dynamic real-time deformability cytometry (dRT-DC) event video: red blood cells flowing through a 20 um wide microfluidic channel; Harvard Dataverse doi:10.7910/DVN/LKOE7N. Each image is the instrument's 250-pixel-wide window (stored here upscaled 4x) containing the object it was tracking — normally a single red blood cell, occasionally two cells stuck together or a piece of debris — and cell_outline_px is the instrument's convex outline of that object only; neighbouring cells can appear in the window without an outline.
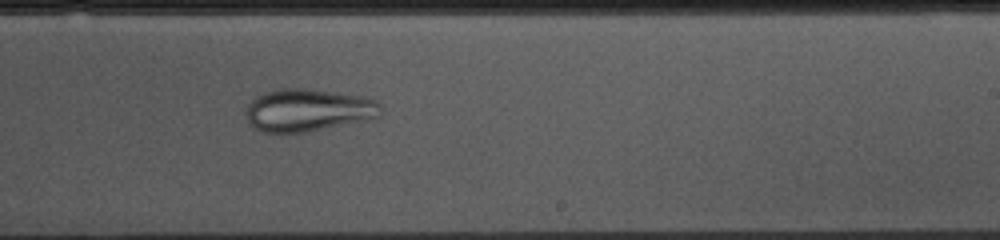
{"species": "common noctule bat (a hibernating species)", "species_latin": "Nyctalus noctula", "temperature_condition": "cold", "stored_images_in_passage": 53, "camera_frame_rate_fps": 3000, "um_per_image_px": 0.085, "animal": {"sex": "female", "body_mass_g": 10.0, "forearm_length_mm": 53.1}, "frame": {"image": 1, "passage_image": 31, "time_ms": 10.0, "image_size_px": [1000, 240], "cell_outline_px": [[380, 116], [364, 120], [304, 132], [260, 132], [252, 128], [248, 124], [248, 104], [256, 96], [264, 92], [280, 88], [304, 88], [364, 96], [376, 100], [380, 104]], "centroid_in_image_um": [26.15, 9.35], "position_along_channel_um": 262.8, "area_um2": 33.18}}
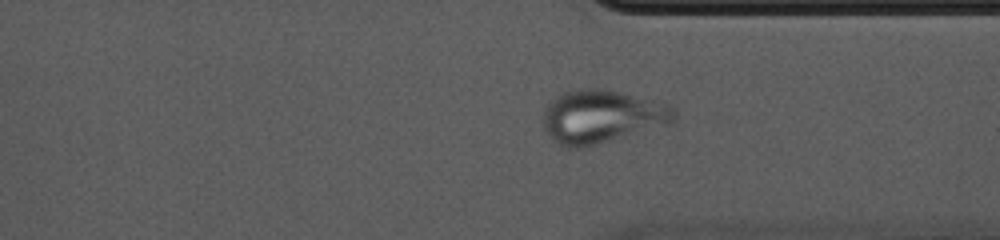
{"frame": {"image": 2, "passage_image": 39, "time_ms": 12.667, "image_size_px": [1000, 240], "cell_outline_px": [[676, 120], [672, 124], [596, 144], [580, 148], [564, 148], [556, 144], [552, 140], [544, 128], [544, 108], [556, 96], [564, 92], [576, 88], [600, 88], [620, 92], [672, 104], [676, 108]], "centroid_in_image_um": [51.19, 9.9], "position_along_channel_um": 360.2, "area_um2": 41.15}}
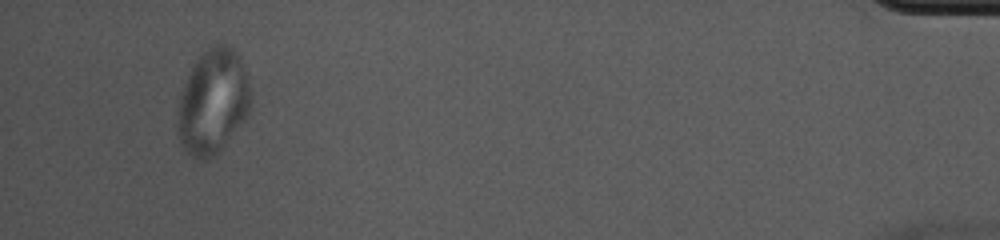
{"frame": {"image": 3, "passage_image": 50, "time_ms": 16.333, "image_size_px": [1000, 240], "cell_outline_px": [[252, 108], [244, 120], [220, 152], [216, 156], [208, 160], [200, 160], [192, 156], [184, 148], [180, 140], [180, 96], [184, 84], [196, 60], [212, 44], [224, 44], [232, 48], [240, 56], [248, 80], [252, 100]], "centroid_in_image_um": [18.16, 8.66], "position_along_channel_um": 417.0, "area_um2": 44.22}}